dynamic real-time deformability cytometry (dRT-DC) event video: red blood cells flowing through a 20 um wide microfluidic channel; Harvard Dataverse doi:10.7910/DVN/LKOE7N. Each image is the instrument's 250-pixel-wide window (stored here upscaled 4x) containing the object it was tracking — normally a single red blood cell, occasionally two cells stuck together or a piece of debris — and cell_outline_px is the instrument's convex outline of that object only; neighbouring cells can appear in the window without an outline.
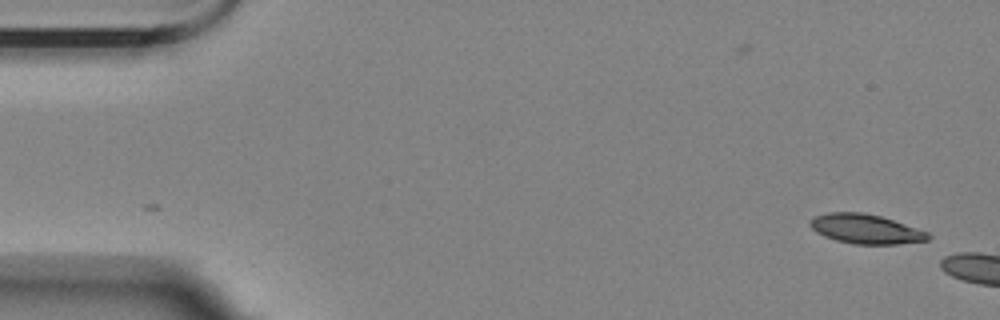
{"species": "Egyptian fruit bat (a non-hibernating species)", "species_latin": "Rousettus aegyptiacus", "temperature_condition": "room temperature", "stored_images_in_passage": 5, "camera_frame_rate_fps": 3000, "um_per_image_px": 0.085, "animal": {"sex": "female"}, "frame": {"image": 1, "passage_image": 1, "time_ms": 0.0, "image_size_px": [1000, 320], "cell_outline_px": [[932, 236], [928, 240], [896, 244], [852, 244], [836, 240], [824, 236], [816, 232], [808, 224], [816, 216], [828, 212], [864, 212], [880, 216], [928, 232]], "centroid_in_image_um": [73.58, 19.46], "position_along_channel_um": 11.4, "area_um2": 20.11}}